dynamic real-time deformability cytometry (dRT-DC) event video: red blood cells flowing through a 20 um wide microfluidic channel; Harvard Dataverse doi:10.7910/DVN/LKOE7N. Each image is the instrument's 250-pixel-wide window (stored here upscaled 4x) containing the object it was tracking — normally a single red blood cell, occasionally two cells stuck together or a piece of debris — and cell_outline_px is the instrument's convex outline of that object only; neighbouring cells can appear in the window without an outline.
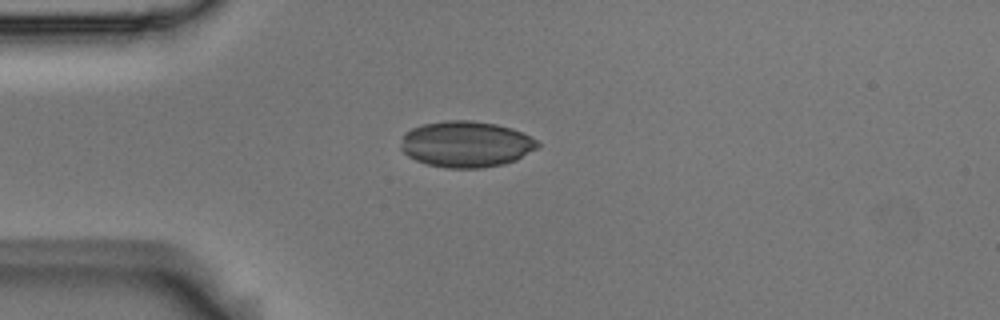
{"species": "Egyptian fruit bat (a non-hibernating species)", "species_latin": "Rousettus aegyptiacus", "temperature_condition": "room temperature", "stored_images_in_passage": 4, "camera_frame_rate_fps": 3000, "um_per_image_px": 0.085, "animal": {"sex": "male"}, "frame": {"image": 1, "passage_image": 1, "time_ms": 0.0, "image_size_px": [1000, 320], "cell_outline_px": [[540, 144], [536, 148], [516, 160], [504, 164], [480, 168], [448, 168], [428, 164], [416, 160], [408, 156], [400, 148], [400, 144], [404, 132], [412, 128], [424, 124], [448, 120], [472, 120], [496, 124], [512, 128], [536, 140]], "centroid_in_image_um": [39.59, 12.25], "position_along_channel_um": 45.4, "area_um2": 36.65}}
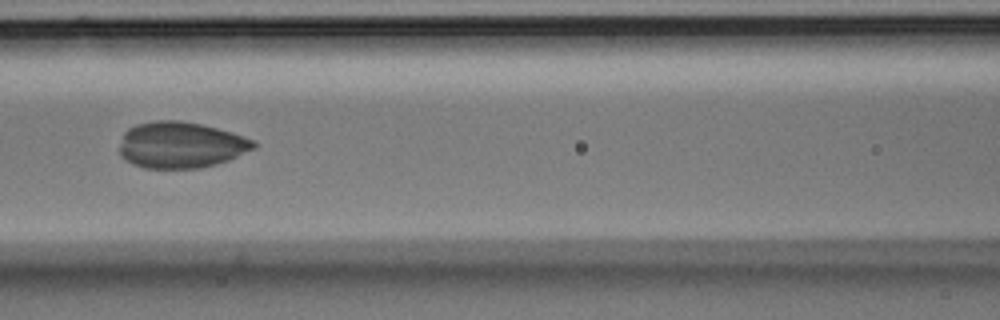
{"frame": {"image": 2, "passage_image": 4, "time_ms": 1.0, "image_size_px": [1000, 320], "cell_outline_px": [[256, 148], [228, 160], [216, 164], [200, 168], [144, 168], [132, 164], [124, 160], [120, 156], [120, 144], [124, 132], [128, 128], [136, 124], [156, 120], [180, 120], [200, 124], [232, 132], [252, 140], [256, 144]], "centroid_in_image_um": [15.34, 12.32], "position_along_channel_um": 151.3, "area_um2": 36.24}}